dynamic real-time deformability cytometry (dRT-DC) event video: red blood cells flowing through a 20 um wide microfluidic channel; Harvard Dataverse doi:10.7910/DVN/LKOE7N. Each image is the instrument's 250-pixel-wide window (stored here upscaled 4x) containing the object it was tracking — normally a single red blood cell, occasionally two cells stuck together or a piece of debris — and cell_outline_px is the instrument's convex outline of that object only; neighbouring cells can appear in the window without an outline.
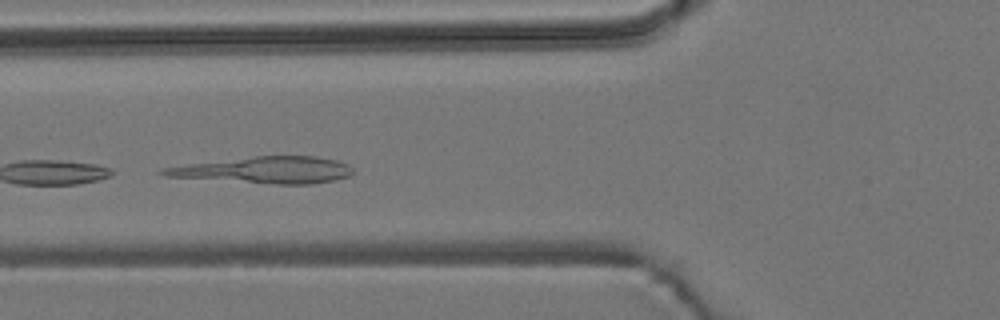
{"species": "common noctule bat (a hibernating species)", "species_latin": "Nyctalus noctula", "temperature_condition": "room temperature", "stored_images_in_passage": 6, "camera_frame_rate_fps": 3000, "um_per_image_px": 0.085, "animal": {"sex": "male", "body_mass_g": 19.2, "forearm_length_mm": 51.8}, "frame": {"image": 1, "passage_image": 4, "time_ms": 3.333, "image_size_px": [1000, 320], "cell_outline_px": [[352, 172], [348, 176], [332, 180], [312, 184], [276, 184], [164, 176], [156, 172], [160, 168], [256, 156], [316, 156], [340, 160], [348, 164], [352, 168]], "centroid_in_image_um": [22.55, 14.45], "position_along_channel_um": 103.3, "area_um2": 29.02}}
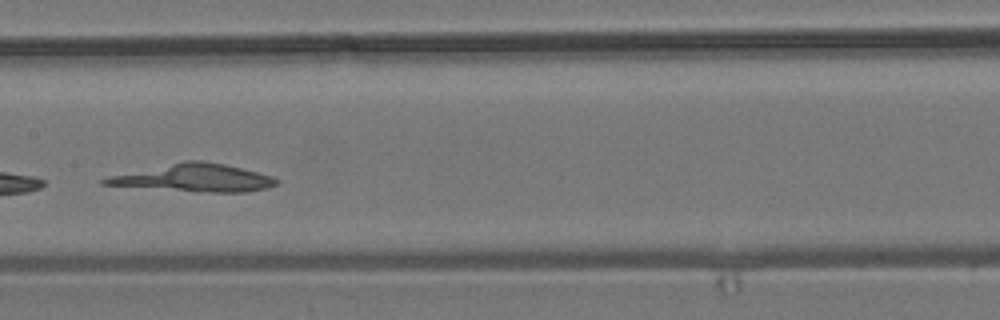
{"frame": {"image": 2, "passage_image": 6, "time_ms": 5.667, "image_size_px": [1000, 320], "cell_outline_px": [[280, 180], [276, 184], [268, 188], [244, 192], [196, 192], [100, 184], [100, 180], [108, 176], [184, 160], [200, 160], [224, 164], [272, 176]], "centroid_in_image_um": [16.47, 15.12], "position_along_channel_um": 190.9, "area_um2": 27.57}}